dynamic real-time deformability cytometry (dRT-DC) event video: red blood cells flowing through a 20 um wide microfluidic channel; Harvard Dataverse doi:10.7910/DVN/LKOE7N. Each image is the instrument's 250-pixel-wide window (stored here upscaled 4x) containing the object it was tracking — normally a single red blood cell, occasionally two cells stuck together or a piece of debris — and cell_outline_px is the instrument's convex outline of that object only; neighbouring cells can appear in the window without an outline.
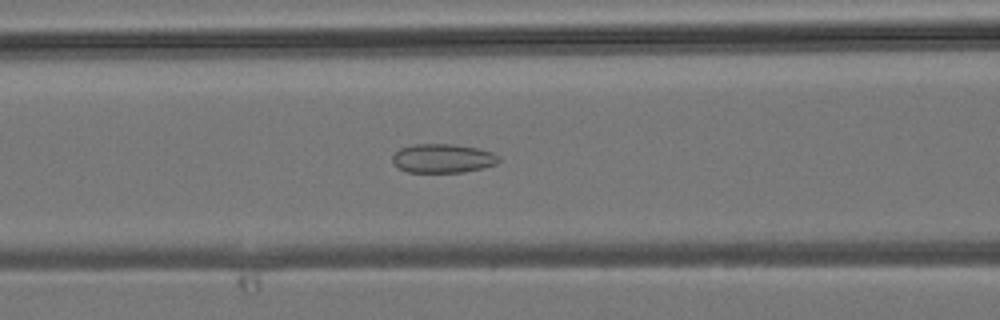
{"species": "common noctule bat (a hibernating species)", "species_latin": "Nyctalus noctula", "temperature_condition": "room temperature", "stored_images_in_passage": 40, "camera_frame_rate_fps": 3000, "um_per_image_px": 0.085, "animal": {"sex": "male", "body_mass_g": 19.2, "forearm_length_mm": 51.8}, "frame": {"image": 1, "passage_image": 18, "time_ms": 5.667, "image_size_px": [1000, 320], "cell_outline_px": [[500, 160], [496, 164], [464, 172], [408, 172], [400, 168], [392, 160], [392, 156], [400, 148], [412, 144], [452, 144], [476, 148], [492, 152], [500, 156]], "centroid_in_image_um": [37.64, 13.45], "position_along_channel_um": 129.0, "area_um2": 17.8}}
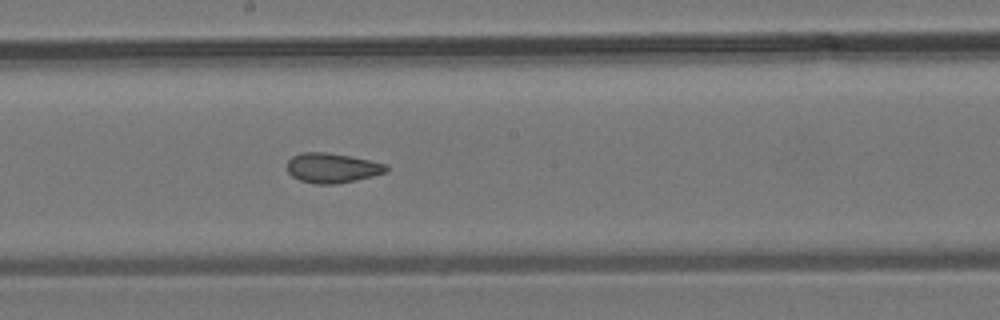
{"frame": {"image": 2, "passage_image": 24, "time_ms": 7.667, "image_size_px": [1000, 320], "cell_outline_px": [[388, 168], [384, 172], [372, 176], [356, 180], [336, 184], [316, 184], [300, 180], [292, 176], [288, 172], [288, 160], [292, 156], [304, 152], [324, 152], [352, 156], [388, 164]], "centroid_in_image_um": [28.24, 14.27], "position_along_channel_um": 220.0, "area_um2": 17.17}}
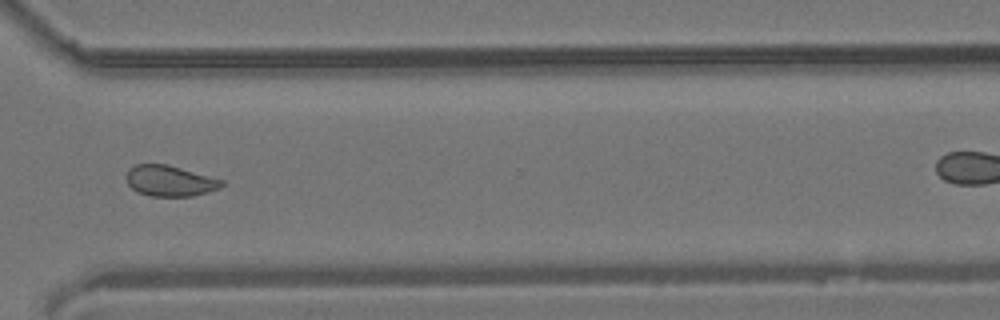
{"frame": {"image": 3, "passage_image": 33, "time_ms": 10.667, "image_size_px": [1000, 320], "cell_outline_px": [[224, 184], [220, 188], [192, 196], [152, 196], [136, 192], [128, 184], [128, 168], [136, 164], [168, 164], [224, 180]], "centroid_in_image_um": [14.45, 15.37], "position_along_channel_um": 356.2, "area_um2": 17.05}}